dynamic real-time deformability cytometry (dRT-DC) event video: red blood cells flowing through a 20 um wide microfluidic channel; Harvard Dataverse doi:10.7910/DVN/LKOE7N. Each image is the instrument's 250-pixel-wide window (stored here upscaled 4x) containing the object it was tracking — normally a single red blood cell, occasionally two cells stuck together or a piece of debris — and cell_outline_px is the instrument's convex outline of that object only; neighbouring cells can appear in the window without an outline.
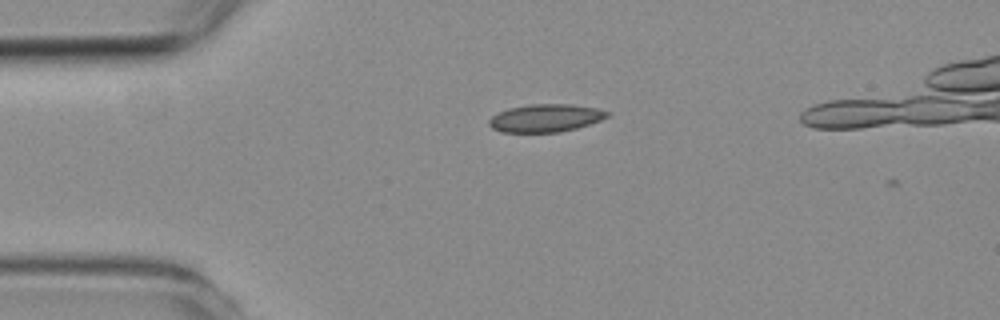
{"species": "common noctule bat (a hibernating species)", "species_latin": "Nyctalus noctula", "temperature_condition": "room temperature", "stored_images_in_passage": 6, "camera_frame_rate_fps": 3000, "um_per_image_px": 0.085, "animal": {"sex": "female", "body_mass_g": 19.3, "forearm_length_mm": 54.1}, "frame": {"image": 1, "passage_image": 1, "time_ms": 0.0, "image_size_px": [1000, 320], "cell_outline_px": [[612, 112], [608, 116], [600, 120], [576, 128], [560, 132], [500, 132], [492, 128], [488, 124], [488, 120], [492, 116], [508, 108], [532, 104], [568, 104], [596, 108]], "centroid_in_image_um": [46.36, 10.03], "position_along_channel_um": 38.6, "area_um2": 19.07}}
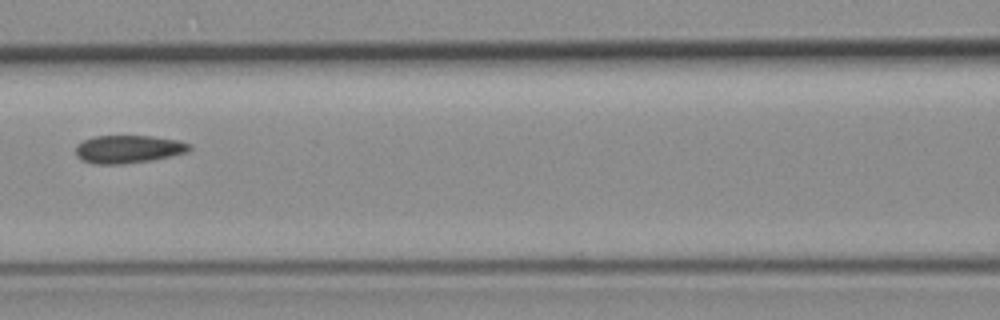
{"frame": {"image": 2, "passage_image": 4, "time_ms": 3.667, "image_size_px": [1000, 320], "cell_outline_px": [[192, 148], [188, 152], [152, 160], [124, 164], [96, 164], [80, 160], [76, 156], [76, 144], [84, 140], [96, 136], [152, 136], [180, 140], [192, 144]], "centroid_in_image_um": [10.93, 12.68], "position_along_channel_um": 155.7, "area_um2": 18.73}}
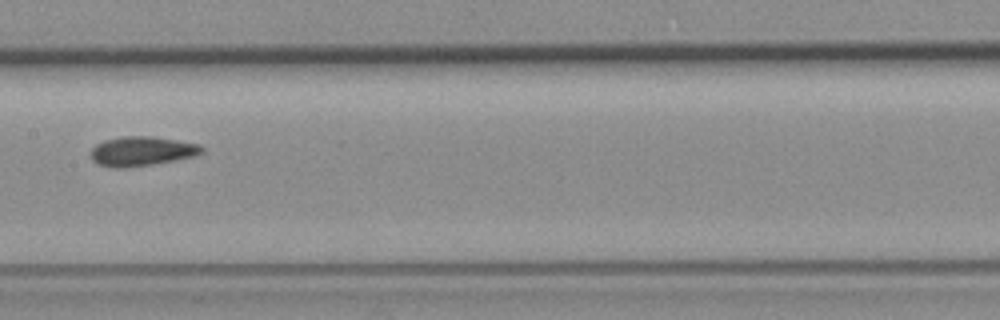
{"frame": {"image": 3, "passage_image": 5, "time_ms": 4.667, "image_size_px": [1000, 320], "cell_outline_px": [[204, 152], [196, 156], [152, 164], [124, 168], [112, 168], [96, 164], [92, 160], [92, 148], [96, 144], [104, 140], [124, 136], [152, 136], [200, 144], [204, 148]], "centroid_in_image_um": [12.06, 12.85], "position_along_channel_um": 195.3, "area_um2": 19.13}}